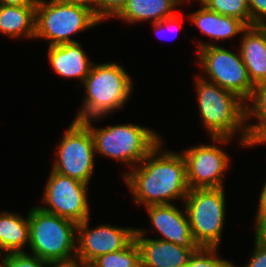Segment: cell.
<instances>
[{"mask_svg": "<svg viewBox=\"0 0 266 267\" xmlns=\"http://www.w3.org/2000/svg\"><path fill=\"white\" fill-rule=\"evenodd\" d=\"M163 143L161 141L137 166L122 173L138 206L184 201L190 190L182 153L164 150Z\"/></svg>", "mask_w": 266, "mask_h": 267, "instance_id": "obj_1", "label": "cell"}, {"mask_svg": "<svg viewBox=\"0 0 266 267\" xmlns=\"http://www.w3.org/2000/svg\"><path fill=\"white\" fill-rule=\"evenodd\" d=\"M201 126L209 137L235 138L240 147H249L246 102L219 85L193 77ZM239 136V137H238Z\"/></svg>", "mask_w": 266, "mask_h": 267, "instance_id": "obj_2", "label": "cell"}, {"mask_svg": "<svg viewBox=\"0 0 266 267\" xmlns=\"http://www.w3.org/2000/svg\"><path fill=\"white\" fill-rule=\"evenodd\" d=\"M126 69L117 62L93 64L82 83L85 89L81 109L73 120L101 121L127 104L133 93L134 83Z\"/></svg>", "mask_w": 266, "mask_h": 267, "instance_id": "obj_3", "label": "cell"}, {"mask_svg": "<svg viewBox=\"0 0 266 267\" xmlns=\"http://www.w3.org/2000/svg\"><path fill=\"white\" fill-rule=\"evenodd\" d=\"M28 221L30 254L49 263L76 260L78 224L38 206L30 208Z\"/></svg>", "mask_w": 266, "mask_h": 267, "instance_id": "obj_4", "label": "cell"}, {"mask_svg": "<svg viewBox=\"0 0 266 267\" xmlns=\"http://www.w3.org/2000/svg\"><path fill=\"white\" fill-rule=\"evenodd\" d=\"M90 129L96 155L137 166L162 140L158 132L134 123L96 127L92 119L84 122Z\"/></svg>", "mask_w": 266, "mask_h": 267, "instance_id": "obj_5", "label": "cell"}, {"mask_svg": "<svg viewBox=\"0 0 266 267\" xmlns=\"http://www.w3.org/2000/svg\"><path fill=\"white\" fill-rule=\"evenodd\" d=\"M102 22L89 9L62 0H37L35 38L49 41V46L76 43L72 36Z\"/></svg>", "mask_w": 266, "mask_h": 267, "instance_id": "obj_6", "label": "cell"}, {"mask_svg": "<svg viewBox=\"0 0 266 267\" xmlns=\"http://www.w3.org/2000/svg\"><path fill=\"white\" fill-rule=\"evenodd\" d=\"M225 188L189 190L184 204L192 236L199 247H218L226 219Z\"/></svg>", "mask_w": 266, "mask_h": 267, "instance_id": "obj_7", "label": "cell"}, {"mask_svg": "<svg viewBox=\"0 0 266 267\" xmlns=\"http://www.w3.org/2000/svg\"><path fill=\"white\" fill-rule=\"evenodd\" d=\"M195 51L197 62L204 72L199 75L201 78L236 94L246 103L250 100L255 86L249 79L239 49L237 52L214 45Z\"/></svg>", "mask_w": 266, "mask_h": 267, "instance_id": "obj_8", "label": "cell"}, {"mask_svg": "<svg viewBox=\"0 0 266 267\" xmlns=\"http://www.w3.org/2000/svg\"><path fill=\"white\" fill-rule=\"evenodd\" d=\"M56 146L51 170L89 184L96 156L89 127L84 122L72 120Z\"/></svg>", "mask_w": 266, "mask_h": 267, "instance_id": "obj_9", "label": "cell"}, {"mask_svg": "<svg viewBox=\"0 0 266 267\" xmlns=\"http://www.w3.org/2000/svg\"><path fill=\"white\" fill-rule=\"evenodd\" d=\"M232 140L235 139L211 137L212 143L210 145L203 143L182 150L190 190L224 187V177L232 161L229 153H226L221 147L230 144Z\"/></svg>", "mask_w": 266, "mask_h": 267, "instance_id": "obj_10", "label": "cell"}, {"mask_svg": "<svg viewBox=\"0 0 266 267\" xmlns=\"http://www.w3.org/2000/svg\"><path fill=\"white\" fill-rule=\"evenodd\" d=\"M41 201L42 210L76 224L90 218L89 185L50 170Z\"/></svg>", "mask_w": 266, "mask_h": 267, "instance_id": "obj_11", "label": "cell"}, {"mask_svg": "<svg viewBox=\"0 0 266 267\" xmlns=\"http://www.w3.org/2000/svg\"><path fill=\"white\" fill-rule=\"evenodd\" d=\"M90 218L77 226L76 261L91 263L98 256L126 248L136 228L100 224L90 228Z\"/></svg>", "mask_w": 266, "mask_h": 267, "instance_id": "obj_12", "label": "cell"}, {"mask_svg": "<svg viewBox=\"0 0 266 267\" xmlns=\"http://www.w3.org/2000/svg\"><path fill=\"white\" fill-rule=\"evenodd\" d=\"M144 208L150 218V229H152L150 231L158 232L154 239L172 242L186 248H199L192 236L184 204L182 210L175 203L149 205Z\"/></svg>", "mask_w": 266, "mask_h": 267, "instance_id": "obj_13", "label": "cell"}, {"mask_svg": "<svg viewBox=\"0 0 266 267\" xmlns=\"http://www.w3.org/2000/svg\"><path fill=\"white\" fill-rule=\"evenodd\" d=\"M147 232L144 228H136L134 235V240L140 249L141 267H184L197 249L151 239L146 237Z\"/></svg>", "mask_w": 266, "mask_h": 267, "instance_id": "obj_14", "label": "cell"}, {"mask_svg": "<svg viewBox=\"0 0 266 267\" xmlns=\"http://www.w3.org/2000/svg\"><path fill=\"white\" fill-rule=\"evenodd\" d=\"M201 8L196 11L187 13L188 20L193 23L199 30L210 38L212 41L203 42L196 40L197 50L207 46L218 45V41H224L236 37L248 27L238 18L225 16L209 10L204 4L199 3ZM215 40V41H214ZM216 43V44H215Z\"/></svg>", "mask_w": 266, "mask_h": 267, "instance_id": "obj_15", "label": "cell"}, {"mask_svg": "<svg viewBox=\"0 0 266 267\" xmlns=\"http://www.w3.org/2000/svg\"><path fill=\"white\" fill-rule=\"evenodd\" d=\"M47 58L52 70L61 78L78 79L83 83L94 62L83 49L80 42L49 46Z\"/></svg>", "mask_w": 266, "mask_h": 267, "instance_id": "obj_16", "label": "cell"}, {"mask_svg": "<svg viewBox=\"0 0 266 267\" xmlns=\"http://www.w3.org/2000/svg\"><path fill=\"white\" fill-rule=\"evenodd\" d=\"M239 52L254 86L266 82V25L248 26L240 35Z\"/></svg>", "mask_w": 266, "mask_h": 267, "instance_id": "obj_17", "label": "cell"}, {"mask_svg": "<svg viewBox=\"0 0 266 267\" xmlns=\"http://www.w3.org/2000/svg\"><path fill=\"white\" fill-rule=\"evenodd\" d=\"M180 4L176 0H127L122 10L113 18L124 23L135 25L150 21L156 23L171 17L179 9Z\"/></svg>", "mask_w": 266, "mask_h": 267, "instance_id": "obj_18", "label": "cell"}, {"mask_svg": "<svg viewBox=\"0 0 266 267\" xmlns=\"http://www.w3.org/2000/svg\"><path fill=\"white\" fill-rule=\"evenodd\" d=\"M35 20L36 5H0L1 35L32 40L35 38Z\"/></svg>", "mask_w": 266, "mask_h": 267, "instance_id": "obj_19", "label": "cell"}, {"mask_svg": "<svg viewBox=\"0 0 266 267\" xmlns=\"http://www.w3.org/2000/svg\"><path fill=\"white\" fill-rule=\"evenodd\" d=\"M29 246V221L17 212H0V256L1 254L25 252Z\"/></svg>", "mask_w": 266, "mask_h": 267, "instance_id": "obj_20", "label": "cell"}, {"mask_svg": "<svg viewBox=\"0 0 266 267\" xmlns=\"http://www.w3.org/2000/svg\"><path fill=\"white\" fill-rule=\"evenodd\" d=\"M246 108L247 133L249 148H251L266 135V82L255 86L252 97L246 103ZM251 119L257 121L253 124Z\"/></svg>", "mask_w": 266, "mask_h": 267, "instance_id": "obj_21", "label": "cell"}, {"mask_svg": "<svg viewBox=\"0 0 266 267\" xmlns=\"http://www.w3.org/2000/svg\"><path fill=\"white\" fill-rule=\"evenodd\" d=\"M91 264L95 267H141L139 246L133 240L126 248L100 255Z\"/></svg>", "mask_w": 266, "mask_h": 267, "instance_id": "obj_22", "label": "cell"}, {"mask_svg": "<svg viewBox=\"0 0 266 267\" xmlns=\"http://www.w3.org/2000/svg\"><path fill=\"white\" fill-rule=\"evenodd\" d=\"M209 10L240 19L250 26L248 0H201Z\"/></svg>", "mask_w": 266, "mask_h": 267, "instance_id": "obj_23", "label": "cell"}, {"mask_svg": "<svg viewBox=\"0 0 266 267\" xmlns=\"http://www.w3.org/2000/svg\"><path fill=\"white\" fill-rule=\"evenodd\" d=\"M218 247H199L184 267H235V264L219 255Z\"/></svg>", "mask_w": 266, "mask_h": 267, "instance_id": "obj_24", "label": "cell"}, {"mask_svg": "<svg viewBox=\"0 0 266 267\" xmlns=\"http://www.w3.org/2000/svg\"><path fill=\"white\" fill-rule=\"evenodd\" d=\"M1 267H48L49 262L26 252L3 254Z\"/></svg>", "mask_w": 266, "mask_h": 267, "instance_id": "obj_25", "label": "cell"}, {"mask_svg": "<svg viewBox=\"0 0 266 267\" xmlns=\"http://www.w3.org/2000/svg\"><path fill=\"white\" fill-rule=\"evenodd\" d=\"M127 0H98V19L105 20L114 18L124 7Z\"/></svg>", "mask_w": 266, "mask_h": 267, "instance_id": "obj_26", "label": "cell"}, {"mask_svg": "<svg viewBox=\"0 0 266 267\" xmlns=\"http://www.w3.org/2000/svg\"><path fill=\"white\" fill-rule=\"evenodd\" d=\"M250 26L266 25V0H248Z\"/></svg>", "mask_w": 266, "mask_h": 267, "instance_id": "obj_27", "label": "cell"}, {"mask_svg": "<svg viewBox=\"0 0 266 267\" xmlns=\"http://www.w3.org/2000/svg\"><path fill=\"white\" fill-rule=\"evenodd\" d=\"M183 21H182V19H181V17H179V15L176 13L175 15H173V16H171V17H168V18H165L164 20H162V21H158V22H156V23H152L151 25L153 26V28L155 29L154 31H155V33L157 32L158 34H164V36H161V34H160V36H161V38L163 37L164 39H168V40H172V39H174V37H176V35L173 37L172 36V38L171 37H169V38H166L167 36H165V33L167 32V31H171V29H172V31L174 30V29H177L178 30V28L179 27H181V23H182ZM177 30H174V31H176L177 32ZM166 31V32H165ZM165 32V33H164ZM171 33V32H170ZM173 33V32H172ZM176 34V33H175ZM159 36V37H160ZM160 38V39H161ZM163 39V40H164Z\"/></svg>", "mask_w": 266, "mask_h": 267, "instance_id": "obj_28", "label": "cell"}, {"mask_svg": "<svg viewBox=\"0 0 266 267\" xmlns=\"http://www.w3.org/2000/svg\"><path fill=\"white\" fill-rule=\"evenodd\" d=\"M254 242V247L252 250V254L249 256L250 258L244 264V267H266V245ZM242 266V267H243ZM237 267V266H235Z\"/></svg>", "mask_w": 266, "mask_h": 267, "instance_id": "obj_29", "label": "cell"}, {"mask_svg": "<svg viewBox=\"0 0 266 267\" xmlns=\"http://www.w3.org/2000/svg\"><path fill=\"white\" fill-rule=\"evenodd\" d=\"M254 221V241L266 245V213H256Z\"/></svg>", "mask_w": 266, "mask_h": 267, "instance_id": "obj_30", "label": "cell"}, {"mask_svg": "<svg viewBox=\"0 0 266 267\" xmlns=\"http://www.w3.org/2000/svg\"><path fill=\"white\" fill-rule=\"evenodd\" d=\"M89 9L98 18V0H62Z\"/></svg>", "mask_w": 266, "mask_h": 267, "instance_id": "obj_31", "label": "cell"}, {"mask_svg": "<svg viewBox=\"0 0 266 267\" xmlns=\"http://www.w3.org/2000/svg\"><path fill=\"white\" fill-rule=\"evenodd\" d=\"M263 184L264 185L260 189V196L258 197V205H256V213H266V181Z\"/></svg>", "mask_w": 266, "mask_h": 267, "instance_id": "obj_32", "label": "cell"}, {"mask_svg": "<svg viewBox=\"0 0 266 267\" xmlns=\"http://www.w3.org/2000/svg\"><path fill=\"white\" fill-rule=\"evenodd\" d=\"M37 0H0V5H13V6H24V5H36Z\"/></svg>", "mask_w": 266, "mask_h": 267, "instance_id": "obj_33", "label": "cell"}, {"mask_svg": "<svg viewBox=\"0 0 266 267\" xmlns=\"http://www.w3.org/2000/svg\"><path fill=\"white\" fill-rule=\"evenodd\" d=\"M48 267H79V262L75 260L66 263H49Z\"/></svg>", "mask_w": 266, "mask_h": 267, "instance_id": "obj_34", "label": "cell"}, {"mask_svg": "<svg viewBox=\"0 0 266 267\" xmlns=\"http://www.w3.org/2000/svg\"><path fill=\"white\" fill-rule=\"evenodd\" d=\"M181 6L185 5L187 2L188 4H190V2H192L191 0H176ZM198 3L201 2V0H197ZM184 3V4H183Z\"/></svg>", "mask_w": 266, "mask_h": 267, "instance_id": "obj_35", "label": "cell"}, {"mask_svg": "<svg viewBox=\"0 0 266 267\" xmlns=\"http://www.w3.org/2000/svg\"><path fill=\"white\" fill-rule=\"evenodd\" d=\"M79 267H95L91 263L79 262Z\"/></svg>", "mask_w": 266, "mask_h": 267, "instance_id": "obj_36", "label": "cell"}]
</instances>
